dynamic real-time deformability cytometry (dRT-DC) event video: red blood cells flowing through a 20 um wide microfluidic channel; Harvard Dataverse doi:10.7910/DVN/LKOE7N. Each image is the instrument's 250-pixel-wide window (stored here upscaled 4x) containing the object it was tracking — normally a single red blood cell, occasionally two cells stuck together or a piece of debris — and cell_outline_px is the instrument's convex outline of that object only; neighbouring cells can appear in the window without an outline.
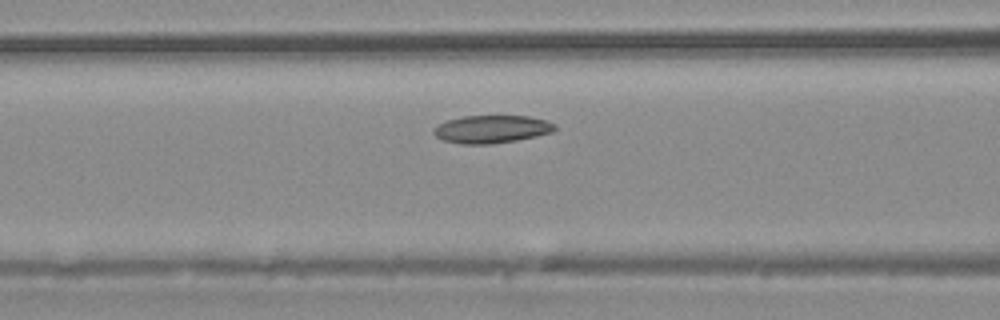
{"species": "common noctule bat (a hibernating species)", "species_latin": "Nyctalus noctula", "temperature_condition": "warm", "stored_images_in_passage": 6, "camera_frame_rate_fps": 3000, "um_per_image_px": 0.085, "animal": {"sex": "male", "body_mass_g": 20.4}, "frame": {"image": 1, "passage_image": 6, "time_ms": 6.0, "image_size_px": [1000, 320], "cell_outline_px": [[556, 128], [552, 132], [536, 136], [516, 140], [492, 144], [460, 144], [444, 140], [436, 136], [432, 132], [440, 124], [448, 120], [464, 116], [528, 116], [544, 120], [556, 124]], "centroid_in_image_um": [41.81, 10.98], "position_along_channel_um": 124.8, "area_um2": 19.42}}